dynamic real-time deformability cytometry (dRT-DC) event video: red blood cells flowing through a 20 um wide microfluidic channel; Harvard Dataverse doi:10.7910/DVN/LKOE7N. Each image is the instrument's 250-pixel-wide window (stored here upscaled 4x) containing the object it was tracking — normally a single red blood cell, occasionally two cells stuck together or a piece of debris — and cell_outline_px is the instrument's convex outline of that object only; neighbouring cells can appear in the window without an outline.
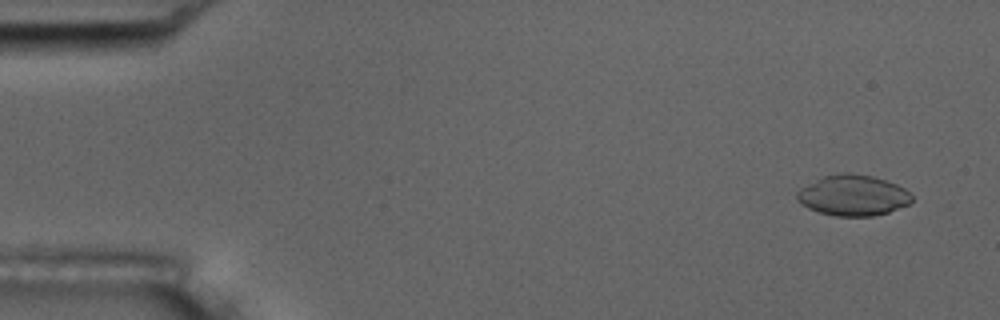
{"species": "common noctule bat (a hibernating species)", "species_latin": "Nyctalus noctula", "temperature_condition": "room temperature", "stored_images_in_passage": 7, "camera_frame_rate_fps": 3000, "um_per_image_px": 0.085, "animal": {"sex": "male", "body_mass_g": 17.5, "forearm_length_mm": 52.3}, "frame": {"image": 1, "passage_image": 1, "time_ms": 0.0, "image_size_px": [1000, 320], "cell_outline_px": [[912, 200], [908, 204], [888, 212], [872, 216], [836, 216], [820, 212], [808, 208], [796, 200], [796, 192], [800, 188], [824, 176], [836, 172], [848, 172], [872, 176], [896, 184], [904, 188], [912, 196]], "centroid_in_image_um": [72.47, 16.6], "position_along_channel_um": 12.5, "area_um2": 27.17}}